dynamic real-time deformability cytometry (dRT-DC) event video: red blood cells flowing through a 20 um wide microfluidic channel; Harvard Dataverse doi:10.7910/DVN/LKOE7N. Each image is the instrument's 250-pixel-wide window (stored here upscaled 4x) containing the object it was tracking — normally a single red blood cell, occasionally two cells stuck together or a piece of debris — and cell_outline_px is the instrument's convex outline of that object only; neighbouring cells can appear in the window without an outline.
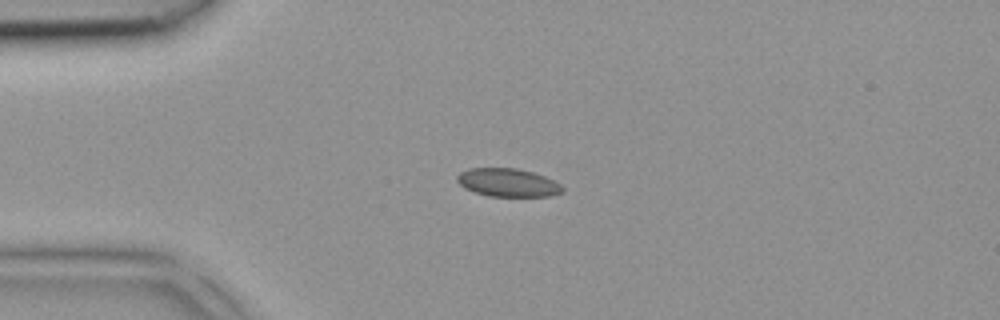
{"species": "common noctule bat (a hibernating species)", "species_latin": "Nyctalus noctula", "temperature_condition": "room temperature", "stored_images_in_passage": 33, "camera_frame_rate_fps": 3000, "um_per_image_px": 0.085, "animal": {"sex": "female", "body_mass_g": 18.4}, "frame": {"image": 1, "passage_image": 1, "time_ms": 0.0, "image_size_px": [1000, 320], "cell_outline_px": [[564, 192], [548, 196], [488, 196], [464, 188], [456, 180], [456, 176], [460, 172], [468, 168], [516, 168], [532, 172], [544, 176], [560, 184], [564, 188]], "centroid_in_image_um": [43.15, 15.51], "position_along_channel_um": 41.9, "area_um2": 17.28}}
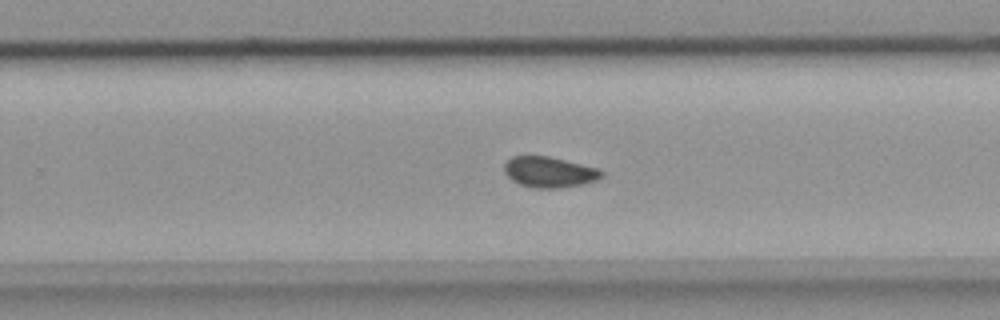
{"frame": {"image": 2, "passage_image": 18, "time_ms": 5.667, "image_size_px": [1000, 320], "cell_outline_px": [[604, 176], [596, 180], [580, 184], [560, 188], [536, 188], [520, 184], [512, 180], [504, 172], [504, 164], [512, 156], [548, 156], [600, 168], [604, 172]], "centroid_in_image_um": [46.71, 14.62], "position_along_channel_um": 283.1, "area_um2": 17.4}}
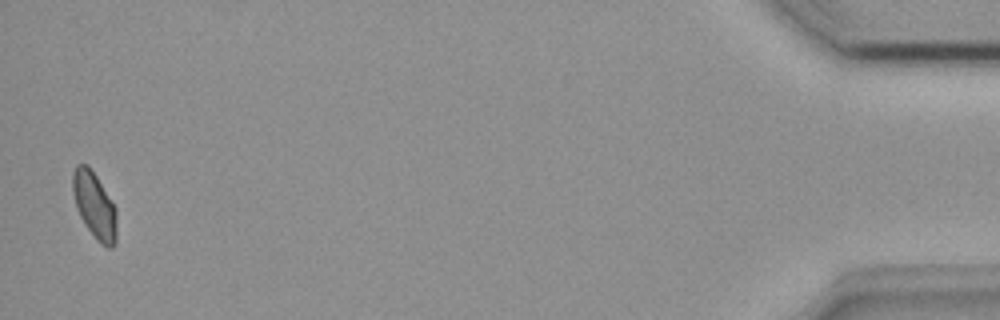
{"frame": {"image": 3, "passage_image": 33, "time_ms": 10.667, "image_size_px": [1000, 320], "cell_outline_px": [[116, 244], [112, 248], [108, 248], [100, 244], [96, 240], [80, 216], [76, 208], [72, 192], [72, 172], [76, 164], [88, 164], [96, 176], [116, 208]], "centroid_in_image_um": [8.02, 17.46], "position_along_channel_um": 427.2, "area_um2": 17.11}}